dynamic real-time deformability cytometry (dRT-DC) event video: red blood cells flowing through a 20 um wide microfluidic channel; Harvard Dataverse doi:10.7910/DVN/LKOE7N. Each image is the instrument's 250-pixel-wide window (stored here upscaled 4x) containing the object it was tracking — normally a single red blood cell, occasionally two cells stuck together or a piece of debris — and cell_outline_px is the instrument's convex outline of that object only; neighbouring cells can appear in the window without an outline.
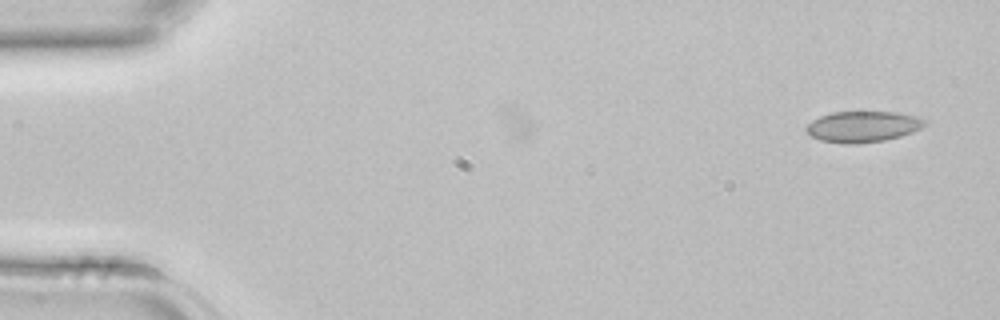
{"species": "common noctule bat (a hibernating species)", "species_latin": "Nyctalus noctula", "temperature_condition": "room temperature", "stored_images_in_passage": 6, "camera_frame_rate_fps": 3000, "um_per_image_px": 0.085, "animal": {"sex": "female", "body_mass_g": 22.7, "forearm_length_mm": 54.2}, "frame": {"image": 1, "passage_image": 1, "time_ms": 0.0, "image_size_px": [1000, 320], "cell_outline_px": [[928, 120], [920, 128], [912, 132], [900, 136], [884, 140], [856, 144], [844, 144], [820, 140], [812, 136], [804, 128], [812, 120], [820, 116], [832, 112], [896, 112], [920, 116]], "centroid_in_image_um": [73.35, 10.76], "position_along_channel_um": 11.6, "area_um2": 21.44}}